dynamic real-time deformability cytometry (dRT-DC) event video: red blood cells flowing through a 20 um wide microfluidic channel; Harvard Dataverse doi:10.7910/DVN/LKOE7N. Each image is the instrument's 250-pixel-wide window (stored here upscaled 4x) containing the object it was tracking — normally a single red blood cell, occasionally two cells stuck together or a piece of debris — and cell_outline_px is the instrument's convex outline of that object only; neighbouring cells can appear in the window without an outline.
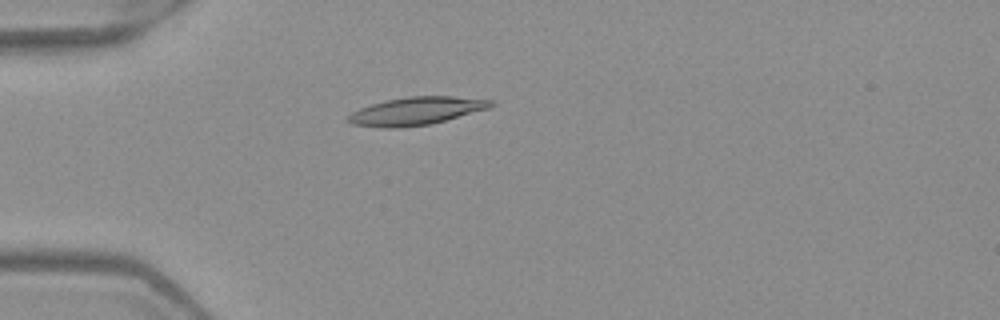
{"species": "Egyptian fruit bat (a non-hibernating species)", "species_latin": "Rousettus aegyptiacus", "temperature_condition": "warm", "stored_images_in_passage": 5, "camera_frame_rate_fps": 3000, "um_per_image_px": 0.085, "frame": {"image": 1, "passage_image": 5, "time_ms": 1.333, "image_size_px": [1000, 320], "cell_outline_px": [[496, 104], [488, 108], [444, 120], [428, 124], [400, 128], [380, 128], [352, 124], [344, 120], [352, 112], [360, 108], [372, 104], [388, 100], [408, 96], [452, 96], [496, 100]], "centroid_in_image_um": [35.36, 9.43], "position_along_channel_um": 49.6, "area_um2": 23.12}}